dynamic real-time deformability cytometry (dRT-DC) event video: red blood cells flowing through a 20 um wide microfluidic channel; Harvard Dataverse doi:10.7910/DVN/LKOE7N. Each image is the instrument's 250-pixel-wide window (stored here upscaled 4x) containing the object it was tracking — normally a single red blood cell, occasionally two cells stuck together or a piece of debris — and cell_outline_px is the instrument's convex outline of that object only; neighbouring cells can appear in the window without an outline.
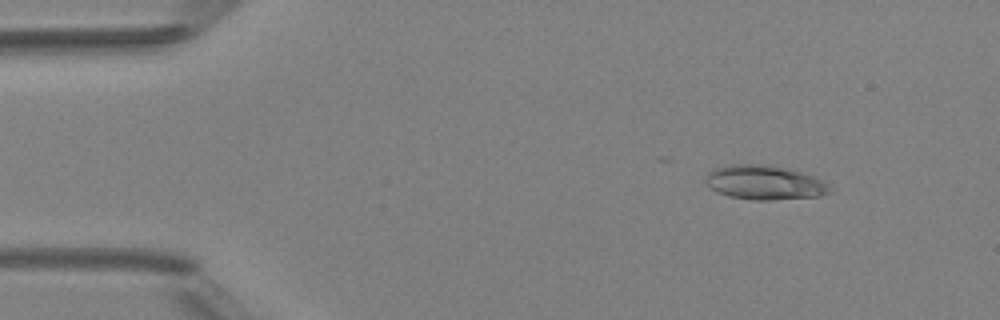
{"species": "Egyptian fruit bat (a non-hibernating species)", "species_latin": "Rousettus aegyptiacus", "temperature_condition": "room temperature", "stored_images_in_passage": 3, "camera_frame_rate_fps": 3000, "um_per_image_px": 0.085, "animal": {"sex": "female"}, "frame": {"image": 1, "passage_image": 1, "time_ms": 0.0, "image_size_px": [1000, 320], "cell_outline_px": [[832, 192], [820, 196], [772, 200], [752, 200], [728, 196], [712, 188], [704, 180], [704, 176], [712, 168], [732, 164], [772, 164], [792, 168], [812, 176], [828, 184], [832, 188]], "centroid_in_image_um": [65.0, 15.5], "position_along_channel_um": 20.0, "area_um2": 25.2}}
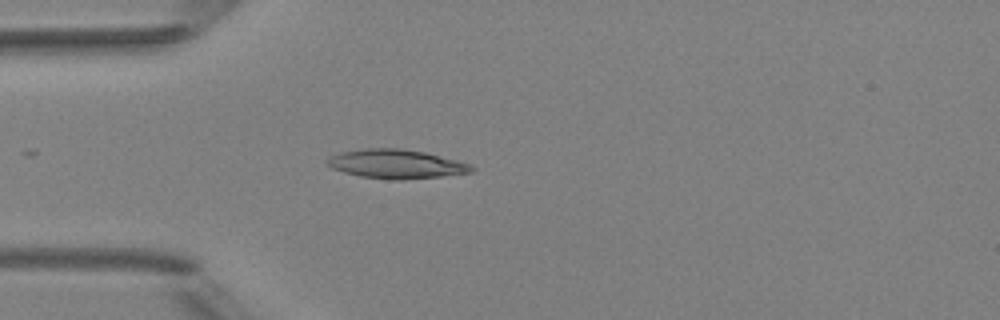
{"frame": {"image": 2, "passage_image": 3, "time_ms": 2.667, "image_size_px": [1000, 320], "cell_outline_px": [[476, 168], [472, 172], [440, 176], [400, 180], [392, 180], [360, 176], [344, 172], [332, 168], [324, 160], [328, 156], [340, 152], [368, 148], [400, 148], [424, 152], [456, 160], [468, 164]], "centroid_in_image_um": [33.63, 13.94], "position_along_channel_um": 51.4, "area_um2": 24.28}}